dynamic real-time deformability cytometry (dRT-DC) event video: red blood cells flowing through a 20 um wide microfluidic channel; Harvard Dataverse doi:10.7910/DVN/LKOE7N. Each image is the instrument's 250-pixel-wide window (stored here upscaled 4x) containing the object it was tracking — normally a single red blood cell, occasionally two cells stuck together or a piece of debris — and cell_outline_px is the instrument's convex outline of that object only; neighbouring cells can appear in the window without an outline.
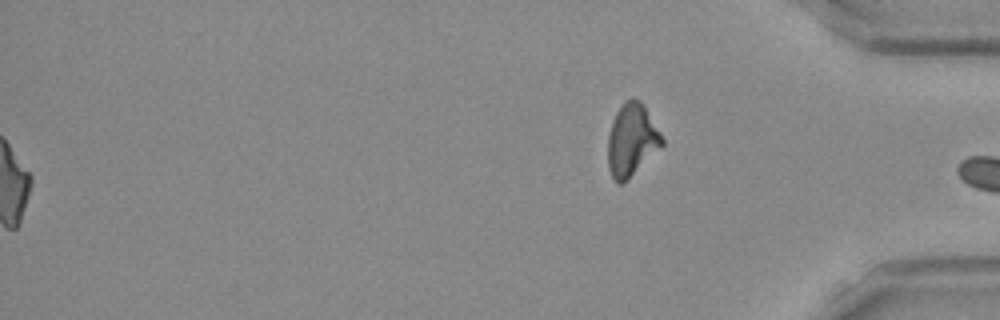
{"species": "Egyptian fruit bat (a non-hibernating species)", "species_latin": "Rousettus aegyptiacus", "temperature_condition": "room temperature", "stored_images_in_passage": 37, "segment_of_instrument_passage": [2, 2], "camera_frame_rate_fps": 3000, "um_per_image_px": 0.085, "frame": {"image": 1, "passage_image": 37, "time_ms": 12.0, "image_size_px": [1000, 320], "cell_outline_px": [[664, 144], [620, 184], [616, 184], [608, 168], [608, 136], [612, 120], [616, 112], [632, 96], [640, 100], [644, 104], [660, 132], [664, 140]], "centroid_in_image_um": [53.68, 11.85], "position_along_channel_um": 381.5, "area_um2": 22.37}}